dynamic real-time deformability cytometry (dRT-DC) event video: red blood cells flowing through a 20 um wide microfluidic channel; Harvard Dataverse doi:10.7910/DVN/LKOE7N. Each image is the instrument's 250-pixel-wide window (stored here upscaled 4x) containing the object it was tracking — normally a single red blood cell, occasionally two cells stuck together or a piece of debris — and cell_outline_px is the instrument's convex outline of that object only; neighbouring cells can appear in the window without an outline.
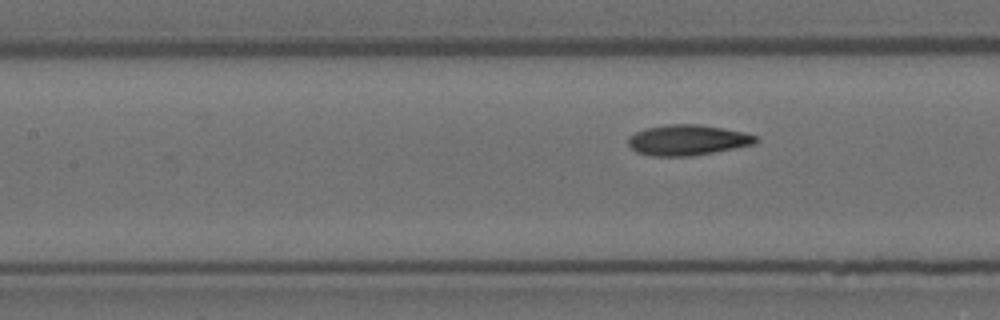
{"species": "Egyptian fruit bat (a non-hibernating species)", "species_latin": "Rousettus aegyptiacus", "temperature_condition": "room temperature", "stored_images_in_passage": 9, "segment_of_instrument_passage": [2, 2], "camera_frame_rate_fps": 3000, "um_per_image_px": 0.085, "animal": {"sex": "female"}, "frame": {"image": 1, "passage_image": 9, "time_ms": 2.667, "image_size_px": [1000, 320], "cell_outline_px": [[760, 140], [756, 144], [692, 156], [652, 156], [636, 152], [628, 144], [628, 136], [644, 128], [668, 124], [700, 124], [744, 132], [756, 136]], "centroid_in_image_um": [58.44, 11.9], "position_along_channel_um": 149.0, "area_um2": 22.83}}